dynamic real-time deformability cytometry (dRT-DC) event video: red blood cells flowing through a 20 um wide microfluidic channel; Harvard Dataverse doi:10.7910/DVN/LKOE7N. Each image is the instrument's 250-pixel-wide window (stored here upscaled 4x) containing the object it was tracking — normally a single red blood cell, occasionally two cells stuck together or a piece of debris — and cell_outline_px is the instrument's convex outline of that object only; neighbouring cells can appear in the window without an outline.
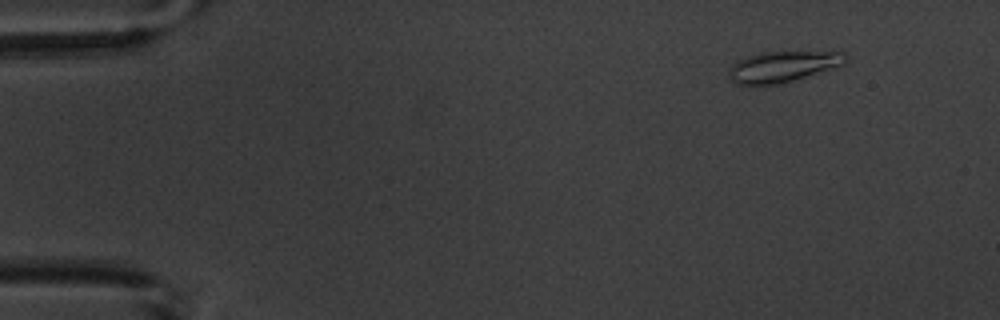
{"species": "common noctule bat (a hibernating species)", "species_latin": "Nyctalus noctula", "temperature_condition": "warm", "stored_images_in_passage": 6, "camera_frame_rate_fps": 3000, "um_per_image_px": 0.085, "animal": {"sex": "male", "body_mass_g": 20.1, "forearm_length_mm": 53.5}, "frame": {"image": 1, "passage_image": 2, "time_ms": 1.0, "image_size_px": [1000, 320], "cell_outline_px": [[848, 60], [844, 64], [832, 68], [780, 84], [756, 88], [736, 84], [728, 76], [728, 68], [732, 64], [748, 56], [760, 52], [840, 48], [848, 56]], "centroid_in_image_um": [66.61, 5.62], "position_along_channel_um": 18.4, "area_um2": 22.6}}